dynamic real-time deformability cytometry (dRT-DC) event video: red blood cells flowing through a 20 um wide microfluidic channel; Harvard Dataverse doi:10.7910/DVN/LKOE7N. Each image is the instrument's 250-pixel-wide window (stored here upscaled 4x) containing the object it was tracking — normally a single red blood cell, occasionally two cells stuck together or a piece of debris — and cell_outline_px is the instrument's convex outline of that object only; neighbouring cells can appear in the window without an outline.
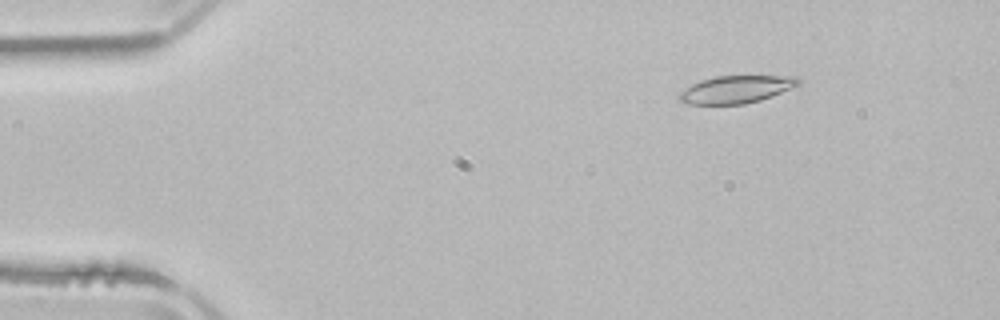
{"species": "common noctule bat (a hibernating species)", "species_latin": "Nyctalus noctula", "temperature_condition": "room temperature", "stored_images_in_passage": 4, "camera_frame_rate_fps": 3000, "um_per_image_px": 0.085, "animal": {"sex": "male", "body_mass_g": 21.5, "forearm_length_mm": 52.0}, "frame": {"image": 1, "passage_image": 2, "time_ms": 1.333, "image_size_px": [1000, 320], "cell_outline_px": [[800, 84], [792, 88], [772, 96], [760, 100], [744, 104], [688, 104], [680, 100], [676, 96], [680, 92], [692, 84], [700, 80], [716, 76], [796, 76], [800, 80]], "centroid_in_image_um": [62.57, 7.59], "position_along_channel_um": 22.4, "area_um2": 19.07}}
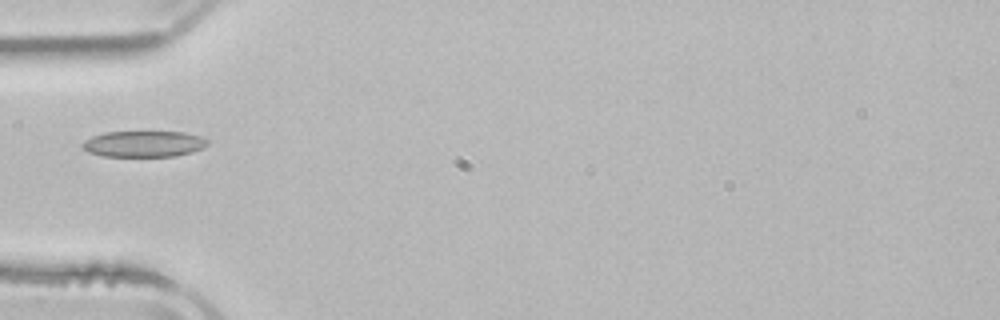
{"frame": {"image": 2, "passage_image": 4, "time_ms": 4.667, "image_size_px": [1000, 320], "cell_outline_px": [[208, 144], [192, 152], [176, 156], [104, 156], [88, 152], [80, 144], [84, 140], [92, 136], [104, 132], [184, 132], [200, 136], [208, 140]], "centroid_in_image_um": [12.2, 12.23], "position_along_channel_um": 72.8, "area_um2": 18.96}}